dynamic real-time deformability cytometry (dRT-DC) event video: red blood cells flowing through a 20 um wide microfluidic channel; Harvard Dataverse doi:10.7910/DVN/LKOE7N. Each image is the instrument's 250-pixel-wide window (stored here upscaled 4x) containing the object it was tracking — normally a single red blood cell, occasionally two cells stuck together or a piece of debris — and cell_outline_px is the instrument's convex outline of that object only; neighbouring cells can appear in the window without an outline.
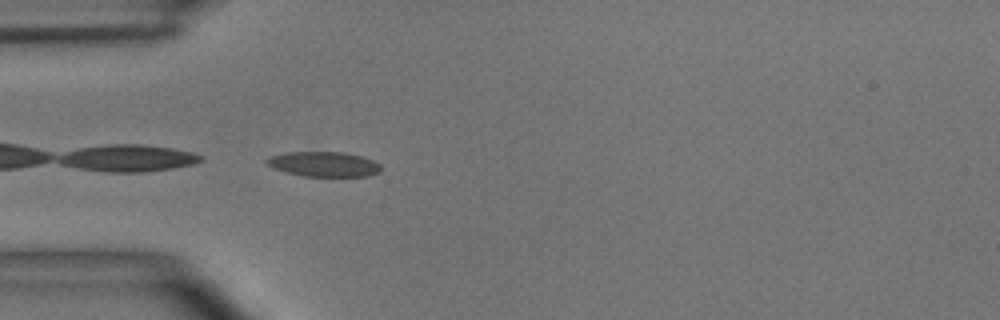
{"species": "common noctule bat (a hibernating species)", "species_latin": "Nyctalus noctula", "temperature_condition": "room temperature", "stored_images_in_passage": 3, "camera_frame_rate_fps": 3000, "um_per_image_px": 0.085, "animal": {"sex": "male", "body_mass_g": 15.6}, "frame": {"image": 1, "passage_image": 3, "time_ms": 0.667, "image_size_px": [1000, 320], "cell_outline_px": [[380, 172], [368, 176], [304, 176], [288, 172], [276, 168], [268, 164], [264, 160], [272, 156], [288, 152], [344, 152], [360, 156], [372, 160], [380, 164]], "centroid_in_image_um": [27.56, 13.95], "position_along_channel_um": 57.4, "area_um2": 16.3}}